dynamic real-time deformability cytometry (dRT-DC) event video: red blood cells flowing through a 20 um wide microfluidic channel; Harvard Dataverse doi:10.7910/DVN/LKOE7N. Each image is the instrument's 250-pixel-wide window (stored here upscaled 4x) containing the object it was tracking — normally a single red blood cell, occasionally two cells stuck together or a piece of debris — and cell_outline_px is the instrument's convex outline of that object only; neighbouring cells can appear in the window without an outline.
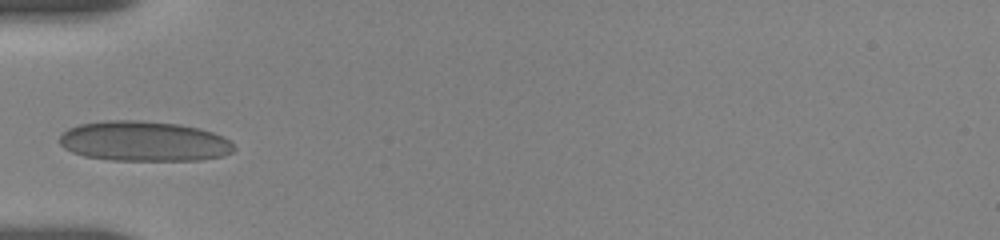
{"species": "human", "species_latin": "Homo sapiens", "temperature_condition": "room temperature", "stored_images_in_passage": 16, "camera_frame_rate_fps": 3000, "um_per_image_px": 0.085, "donor": {"sex": "female"}, "frame": {"image": 1, "passage_image": 1, "time_ms": 0.0, "image_size_px": [1000, 240], "cell_outline_px": [[236, 148], [232, 152], [224, 156], [200, 160], [112, 160], [84, 156], [72, 152], [64, 148], [60, 144], [60, 136], [68, 128], [80, 124], [104, 120], [140, 120], [180, 124], [200, 128], [224, 136]], "centroid_in_image_um": [12.25, 12.0], "position_along_channel_um": 72.8, "area_um2": 40.98}}
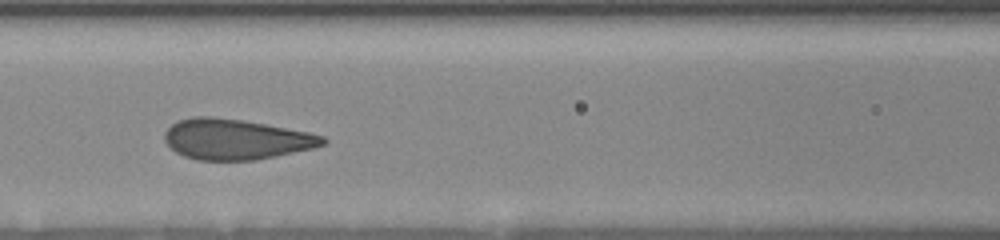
{"frame": {"image": 2, "passage_image": 9, "time_ms": 2.0, "image_size_px": [1000, 240], "cell_outline_px": [[328, 140], [324, 144], [316, 148], [256, 160], [196, 160], [184, 156], [176, 152], [164, 140], [164, 132], [172, 124], [180, 120], [192, 116], [208, 116], [244, 120], [308, 132], [324, 136]], "centroid_in_image_um": [20.06, 11.84], "position_along_channel_um": 146.5, "area_um2": 37.4}}
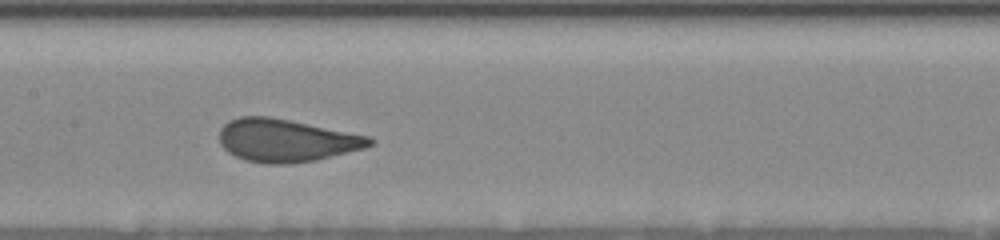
{"frame": {"image": 3, "passage_image": 15, "time_ms": 3.0, "image_size_px": [1000, 240], "cell_outline_px": [[376, 140], [372, 144], [364, 148], [316, 160], [292, 164], [264, 164], [244, 160], [228, 152], [220, 144], [220, 128], [228, 120], [240, 116], [268, 116], [368, 136]], "centroid_in_image_um": [24.28, 11.95], "position_along_channel_um": 183.1, "area_um2": 37.34}}